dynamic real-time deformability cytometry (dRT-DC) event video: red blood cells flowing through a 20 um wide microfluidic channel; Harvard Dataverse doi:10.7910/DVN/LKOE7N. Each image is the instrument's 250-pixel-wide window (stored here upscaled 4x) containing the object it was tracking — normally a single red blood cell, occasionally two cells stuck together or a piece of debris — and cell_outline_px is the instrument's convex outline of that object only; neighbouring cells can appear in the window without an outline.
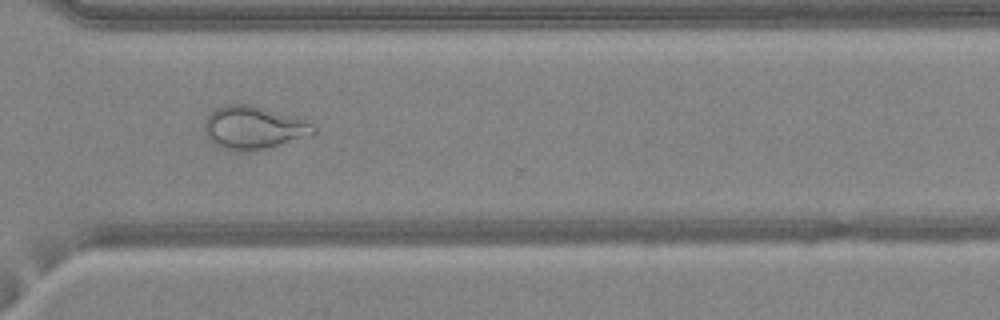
{"species": "common noctule bat (a hibernating species)", "species_latin": "Nyctalus noctula", "temperature_condition": "warm", "stored_images_in_passage": 44, "camera_frame_rate_fps": 3000, "um_per_image_px": 0.085, "animal": {"sex": "female", "body_mass_g": 24.6, "forearm_length_mm": 56.2}, "frame": {"image": 1, "passage_image": 32, "time_ms": 10.333, "image_size_px": [1000, 320], "cell_outline_px": [[316, 132], [268, 148], [244, 152], [240, 152], [220, 148], [212, 144], [208, 140], [204, 128], [204, 124], [208, 116], [216, 108], [224, 104], [248, 104], [292, 116], [304, 120], [312, 124], [316, 128]], "centroid_in_image_um": [21.47, 10.87], "position_along_channel_um": 349.1, "area_um2": 27.05}}
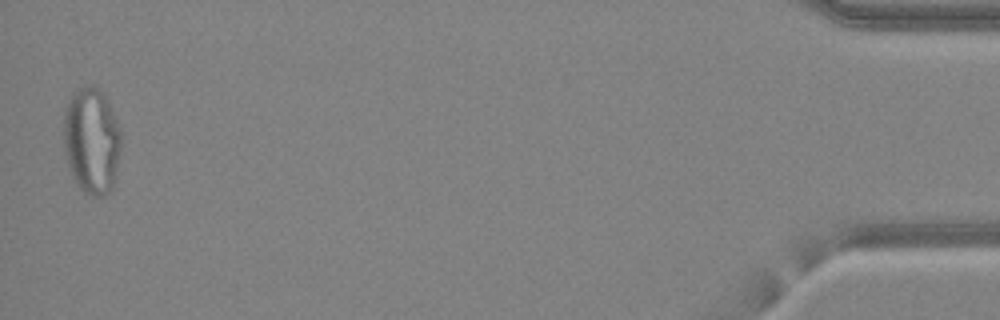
{"frame": {"image": 2, "passage_image": 44, "time_ms": 14.333, "image_size_px": [1000, 320], "cell_outline_px": [[120, 152], [112, 188], [104, 196], [92, 196], [84, 192], [76, 184], [72, 176], [64, 152], [64, 112], [68, 100], [72, 92], [88, 84], [100, 88], [104, 92], [120, 128]], "centroid_in_image_um": [7.78, 11.93], "position_along_channel_um": 427.4, "area_um2": 35.89}}